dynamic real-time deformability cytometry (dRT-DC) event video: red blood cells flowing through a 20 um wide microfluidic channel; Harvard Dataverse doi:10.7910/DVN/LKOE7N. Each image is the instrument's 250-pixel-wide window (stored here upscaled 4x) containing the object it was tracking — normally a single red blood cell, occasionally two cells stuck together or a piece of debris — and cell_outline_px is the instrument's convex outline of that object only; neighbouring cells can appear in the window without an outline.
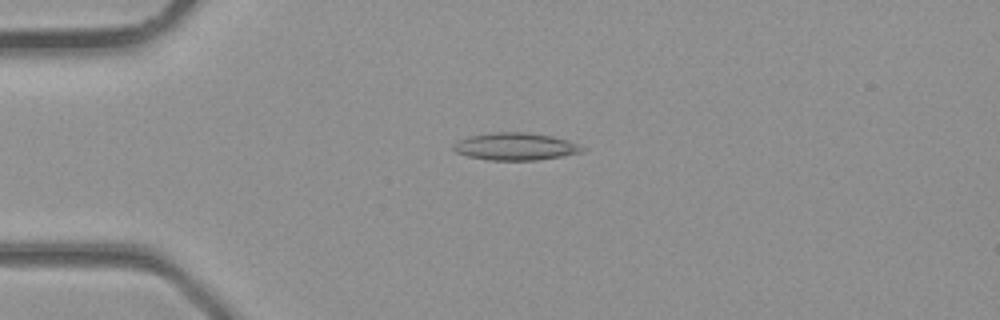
{"species": "common noctule bat (a hibernating species)", "species_latin": "Nyctalus noctula", "temperature_condition": "room temperature", "stored_images_in_passage": 2, "camera_frame_rate_fps": 3000, "um_per_image_px": 0.085, "animal": {"sex": "male", "body_mass_g": 23.1, "forearm_length_mm": 52.7}, "frame": {"image": 1, "passage_image": 1, "time_ms": 0.0, "image_size_px": [1000, 320], "cell_outline_px": [[588, 148], [584, 152], [564, 156], [536, 160], [488, 160], [468, 156], [456, 152], [452, 148], [452, 144], [460, 140], [472, 136], [492, 132], [528, 132], [552, 136], [568, 140]], "centroid_in_image_um": [43.87, 12.45], "position_along_channel_um": 41.1, "area_um2": 20.69}}